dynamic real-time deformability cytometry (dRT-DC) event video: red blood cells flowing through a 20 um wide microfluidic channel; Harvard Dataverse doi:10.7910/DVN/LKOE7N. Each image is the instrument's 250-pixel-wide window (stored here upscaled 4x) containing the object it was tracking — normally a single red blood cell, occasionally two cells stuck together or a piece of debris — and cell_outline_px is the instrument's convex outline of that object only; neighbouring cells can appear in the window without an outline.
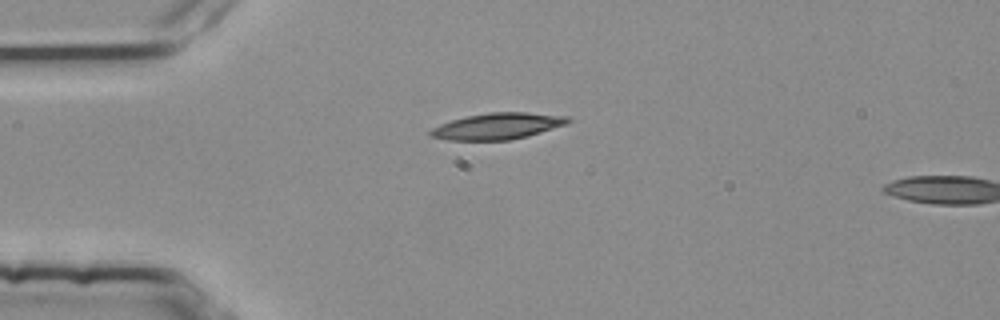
{"species": "common noctule bat (a hibernating species)", "species_latin": "Nyctalus noctula", "temperature_condition": "room temperature", "stored_images_in_passage": 3, "camera_frame_rate_fps": 3000, "um_per_image_px": 0.085, "animal": {"sex": "female", "body_mass_g": 25.1}, "frame": {"image": 1, "passage_image": 1, "time_ms": 0.0, "image_size_px": [1000, 320], "cell_outline_px": [[572, 120], [568, 124], [528, 136], [508, 140], [448, 140], [428, 136], [428, 132], [432, 128], [440, 124], [452, 120], [468, 116], [488, 112], [524, 112], [568, 116]], "centroid_in_image_um": [42.3, 10.72], "position_along_channel_um": 42.7, "area_um2": 21.15}}